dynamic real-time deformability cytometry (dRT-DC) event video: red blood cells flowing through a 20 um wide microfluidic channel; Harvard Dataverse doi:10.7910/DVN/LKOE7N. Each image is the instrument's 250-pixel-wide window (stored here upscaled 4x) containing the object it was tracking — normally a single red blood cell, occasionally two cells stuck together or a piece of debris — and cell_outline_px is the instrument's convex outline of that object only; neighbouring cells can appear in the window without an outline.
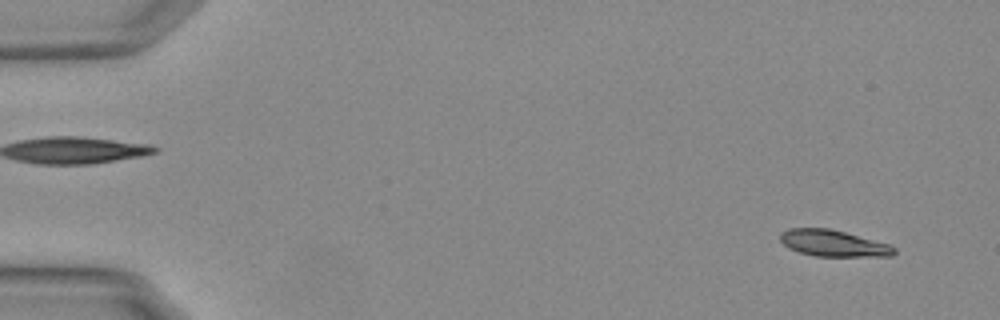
{"species": "Egyptian fruit bat (a non-hibernating species)", "species_latin": "Rousettus aegyptiacus", "temperature_condition": "warm", "stored_images_in_passage": 54, "camera_frame_rate_fps": 3000, "um_per_image_px": 0.085, "animal": {"sex": "female"}, "frame": {"image": 1, "passage_image": 3, "time_ms": 0.667, "image_size_px": [1000, 320], "cell_outline_px": [[896, 252], [892, 256], [816, 256], [800, 252], [788, 248], [780, 240], [780, 232], [788, 228], [832, 228], [888, 244], [896, 248]], "centroid_in_image_um": [70.81, 20.67], "position_along_channel_um": 14.2, "area_um2": 17.57}}
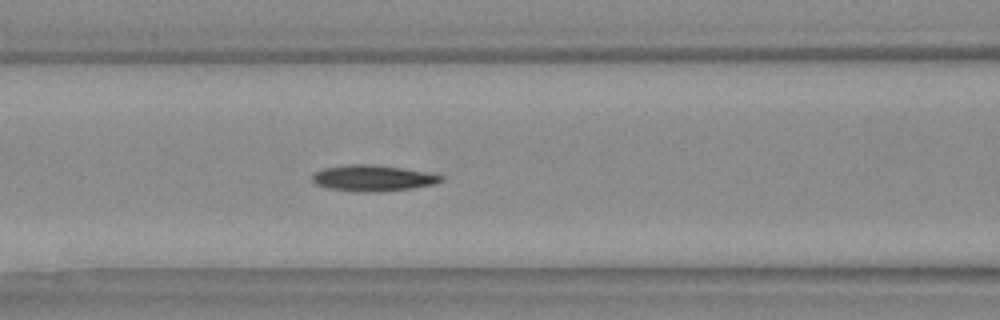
{"frame": {"image": 2, "passage_image": 23, "time_ms": 7.333, "image_size_px": [1000, 320], "cell_outline_px": [[444, 180], [436, 184], [412, 188], [380, 192], [356, 192], [328, 188], [316, 184], [312, 180], [312, 176], [316, 172], [324, 168], [348, 164], [368, 164], [400, 168], [424, 172], [444, 176]], "centroid_in_image_um": [31.69, 15.15], "position_along_channel_um": 134.9, "area_um2": 19.48}}
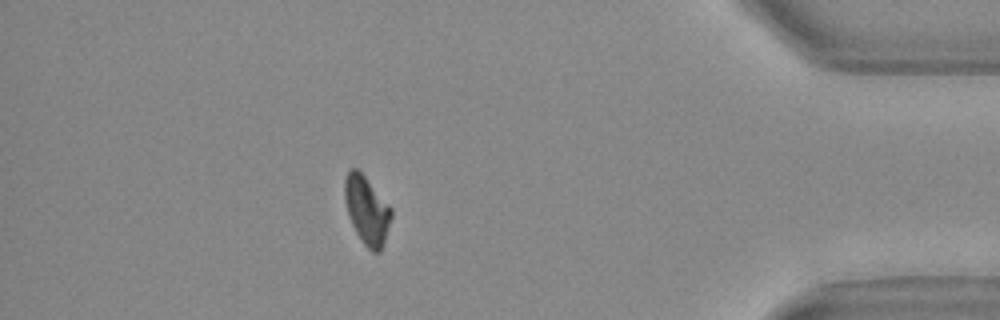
{"frame": {"image": 3, "passage_image": 48, "time_ms": 15.667, "image_size_px": [1000, 320], "cell_outline_px": [[392, 216], [380, 252], [372, 252], [364, 244], [356, 232], [348, 216], [344, 200], [344, 180], [348, 172], [352, 168], [356, 168], [364, 176], [392, 208]], "centroid_in_image_um": [31.16, 17.87], "position_along_channel_um": 404.0, "area_um2": 18.26}}